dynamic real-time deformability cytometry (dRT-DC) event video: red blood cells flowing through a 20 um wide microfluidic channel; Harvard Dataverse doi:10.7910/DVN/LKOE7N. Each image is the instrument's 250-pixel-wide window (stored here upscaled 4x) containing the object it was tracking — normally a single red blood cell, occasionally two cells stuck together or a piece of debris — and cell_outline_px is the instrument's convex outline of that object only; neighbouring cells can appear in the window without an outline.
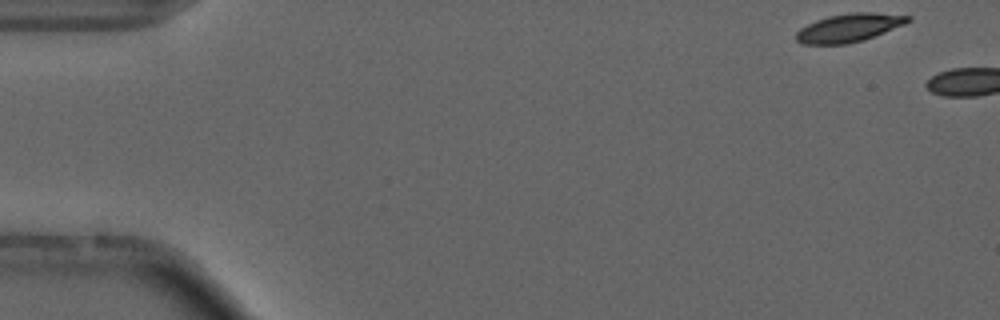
{"species": "common noctule bat (a hibernating species)", "species_latin": "Nyctalus noctula", "temperature_condition": "cold", "stored_images_in_passage": 3, "camera_frame_rate_fps": 3000, "um_per_image_px": 0.085, "animal": {"sex": "male", "forearm_length_mm": 52.5}, "frame": {"image": 1, "passage_image": 1, "time_ms": 0.0, "image_size_px": [1000, 320], "cell_outline_px": [[912, 20], [904, 24], [864, 40], [848, 44], [804, 44], [796, 40], [796, 32], [800, 28], [816, 20], [828, 16], [852, 12], [872, 12], [912, 16]], "centroid_in_image_um": [72.17, 2.35], "position_along_channel_um": 12.8, "area_um2": 18.38}}